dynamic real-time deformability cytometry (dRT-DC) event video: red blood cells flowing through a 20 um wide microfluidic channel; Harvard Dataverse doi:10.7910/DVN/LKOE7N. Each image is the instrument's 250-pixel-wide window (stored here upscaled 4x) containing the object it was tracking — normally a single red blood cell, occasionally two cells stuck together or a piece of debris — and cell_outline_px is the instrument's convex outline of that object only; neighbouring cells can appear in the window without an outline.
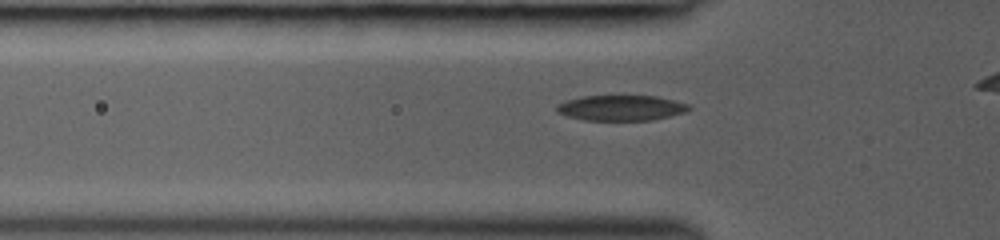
{"species": "common noctule bat (a hibernating species)", "species_latin": "Nyctalus noctula", "temperature_condition": "room temperature", "stored_images_in_passage": 42, "camera_frame_rate_fps": 3000, "um_per_image_px": 0.085, "animal": {"sex": "female", "body_mass_g": 19.0, "forearm_length_mm": 53.3}, "frame": {"image": 1, "passage_image": 11, "time_ms": 2.0, "image_size_px": [1000, 240], "cell_outline_px": [[692, 108], [684, 112], [652, 120], [584, 120], [568, 116], [556, 112], [556, 104], [580, 96], [656, 96], [688, 104]], "centroid_in_image_um": [52.75, 9.17], "position_along_channel_um": 73.0, "area_um2": 19.42}}
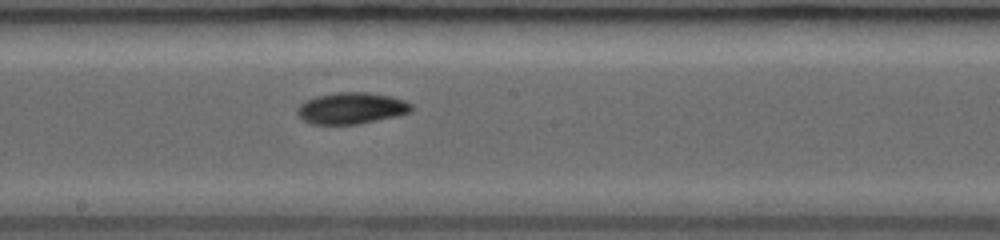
{"frame": {"image": 2, "passage_image": 27, "time_ms": 5.333, "image_size_px": [1000, 240], "cell_outline_px": [[412, 112], [396, 116], [356, 124], [312, 124], [304, 120], [296, 112], [296, 108], [304, 100], [316, 96], [336, 92], [368, 92], [392, 96], [404, 100], [412, 104]], "centroid_in_image_um": [29.86, 9.18], "position_along_channel_um": 218.3, "area_um2": 20.98}}
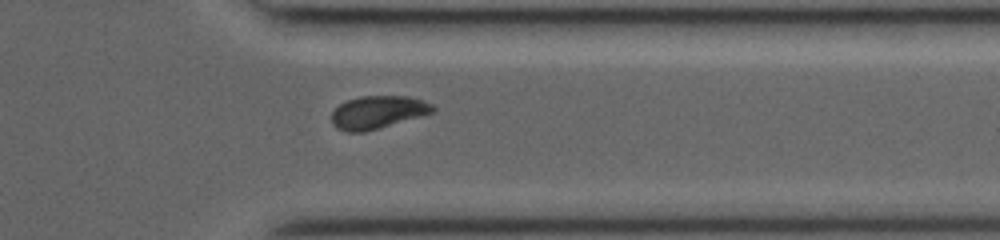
{"frame": {"image": 3, "passage_image": 38, "time_ms": 9.0, "image_size_px": [1000, 240], "cell_outline_px": [[436, 112], [364, 132], [348, 132], [336, 128], [332, 124], [332, 112], [340, 104], [348, 100], [360, 96], [408, 96], [432, 104], [436, 108]], "centroid_in_image_um": [32.12, 9.54], "position_along_channel_um": 379.3, "area_um2": 19.31}}